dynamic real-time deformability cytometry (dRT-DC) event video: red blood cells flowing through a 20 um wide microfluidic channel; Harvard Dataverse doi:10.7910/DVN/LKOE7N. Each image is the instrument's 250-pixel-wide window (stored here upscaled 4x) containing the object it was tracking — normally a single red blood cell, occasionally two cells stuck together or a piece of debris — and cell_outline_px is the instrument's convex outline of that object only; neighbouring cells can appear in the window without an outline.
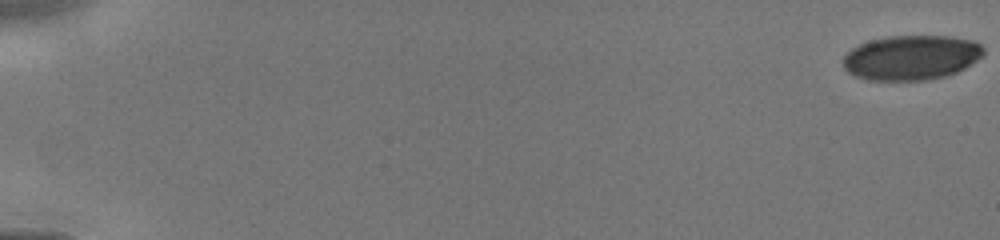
{"species": "human", "species_latin": "Homo sapiens", "temperature_condition": "cold", "stored_images_in_passage": 27, "camera_frame_rate_fps": 3000, "um_per_image_px": 0.085, "donor": {"sex": "male"}, "frame": {"image": 1, "passage_image": 1, "time_ms": 0.0, "image_size_px": [1000, 240], "cell_outline_px": [[984, 52], [976, 60], [964, 68], [956, 72], [944, 76], [928, 80], [868, 80], [856, 76], [848, 72], [844, 68], [844, 56], [852, 48], [860, 44], [872, 40], [888, 36], [944, 36], [972, 40], [980, 44], [984, 48]], "centroid_in_image_um": [77.45, 4.89], "position_along_channel_um": 7.6, "area_um2": 36.3}}
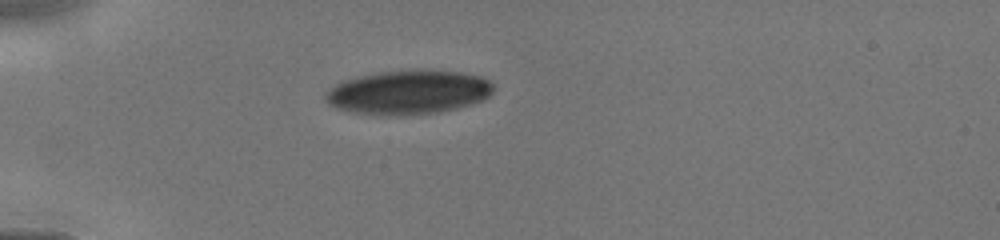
{"frame": {"image": 2, "passage_image": 23, "time_ms": 4.667, "image_size_px": [1000, 240], "cell_outline_px": [[492, 92], [484, 100], [472, 104], [456, 108], [436, 112], [396, 116], [352, 112], [336, 108], [328, 104], [324, 96], [324, 92], [336, 84], [344, 80], [360, 76], [380, 72], [460, 72], [480, 76], [488, 80], [492, 84]], "centroid_in_image_um": [34.68, 7.88], "position_along_channel_um": 50.3, "area_um2": 42.19}}